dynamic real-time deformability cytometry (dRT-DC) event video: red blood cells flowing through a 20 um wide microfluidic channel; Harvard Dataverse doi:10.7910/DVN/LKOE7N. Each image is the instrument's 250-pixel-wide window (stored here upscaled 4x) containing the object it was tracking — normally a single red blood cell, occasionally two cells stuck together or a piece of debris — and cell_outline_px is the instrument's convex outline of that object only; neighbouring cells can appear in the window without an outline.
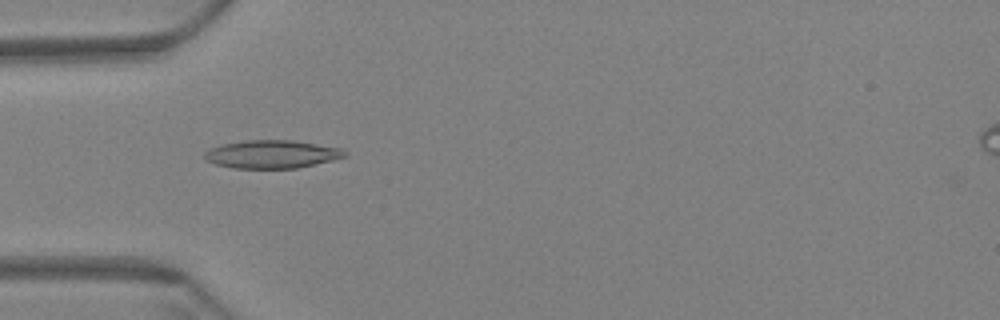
{"species": "Egyptian fruit bat (a non-hibernating species)", "species_latin": "Rousettus aegyptiacus", "temperature_condition": "warm", "stored_images_in_passage": 51, "camera_frame_rate_fps": 3000, "um_per_image_px": 0.085, "animal": {"sex": "female"}, "frame": {"image": 1, "passage_image": 11, "time_ms": 3.333, "image_size_px": [1000, 320], "cell_outline_px": [[348, 156], [332, 160], [296, 168], [232, 168], [216, 164], [204, 160], [204, 152], [220, 144], [244, 140], [292, 140], [340, 148], [348, 152]], "centroid_in_image_um": [23.08, 13.1], "position_along_channel_um": 61.9, "area_um2": 22.95}}
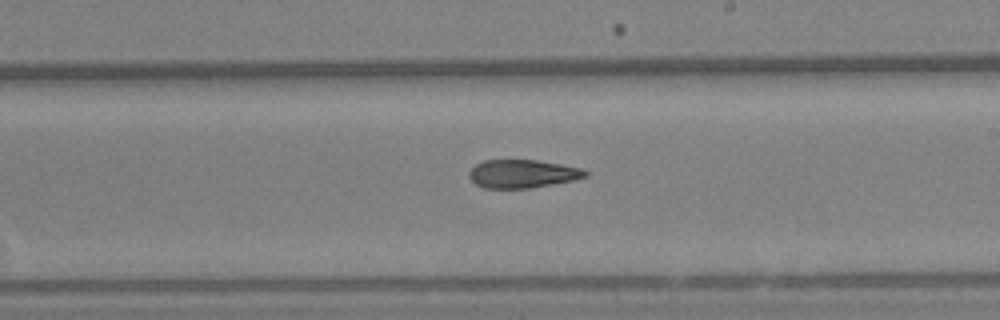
{"frame": {"image": 2, "passage_image": 27, "time_ms": 8.667, "image_size_px": [1000, 320], "cell_outline_px": [[588, 176], [572, 180], [532, 188], [484, 188], [476, 184], [468, 176], [468, 172], [476, 164], [484, 160], [536, 160], [584, 168], [588, 172]], "centroid_in_image_um": [44.42, 14.77], "position_along_channel_um": 244.6, "area_um2": 19.13}}
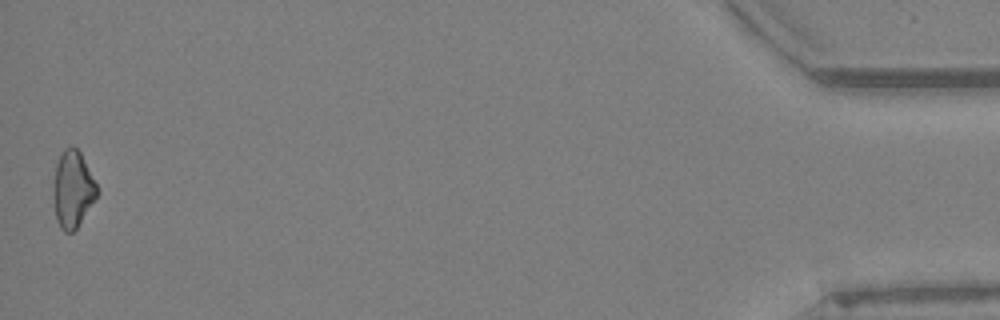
{"frame": {"image": 3, "passage_image": 51, "time_ms": 16.667, "image_size_px": [1000, 320], "cell_outline_px": [[100, 192], [76, 228], [72, 232], [64, 232], [60, 228], [56, 220], [56, 164], [60, 152], [64, 148], [72, 144], [80, 152]], "centroid_in_image_um": [6.22, 16.06], "position_along_channel_um": 429.0, "area_um2": 18.84}, "authors_computed_cell_mechanics": {"area_um2": 20.0566, "velocity_mm_per_s": 3.4722, "shape_relaxation_time_tau1_ms": null, "shape_relaxation_time_tau2_ms": 6.4569, "deformation_change_tau1": null, "deformation_change_tau2": 0.1442}}